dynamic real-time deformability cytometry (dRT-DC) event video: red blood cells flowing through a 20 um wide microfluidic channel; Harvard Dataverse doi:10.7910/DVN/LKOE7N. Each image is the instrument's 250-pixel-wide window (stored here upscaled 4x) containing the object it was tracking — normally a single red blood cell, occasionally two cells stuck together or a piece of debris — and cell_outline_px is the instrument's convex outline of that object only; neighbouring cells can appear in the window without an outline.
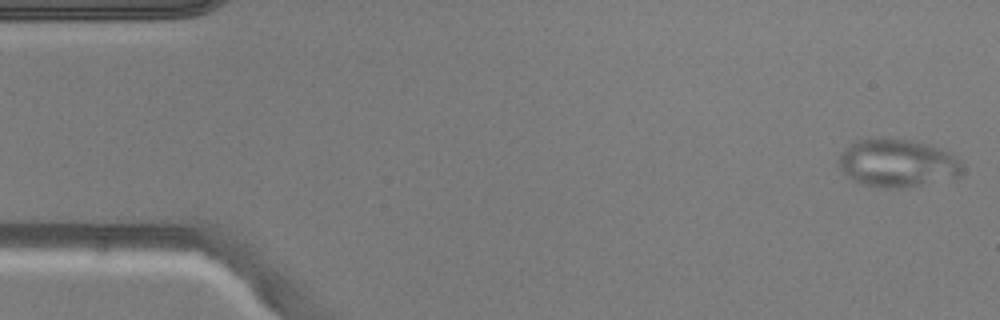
{"species": "common noctule bat (a hibernating species)", "species_latin": "Nyctalus noctula", "temperature_condition": "warm", "stored_images_in_passage": 49, "camera_frame_rate_fps": 3000, "um_per_image_px": 0.085, "animal": {"sex": "male", "body_mass_g": 20.5, "forearm_length_mm": 52.5}, "frame": {"image": 1, "passage_image": 1, "time_ms": 0.0, "image_size_px": [1000, 320], "cell_outline_px": [[960, 176], [896, 188], [884, 188], [864, 184], [848, 176], [840, 168], [840, 152], [844, 148], [856, 140], [912, 140], [948, 152], [960, 164]], "centroid_in_image_um": [76.21, 13.87], "position_along_channel_um": 8.8, "area_um2": 32.95}}
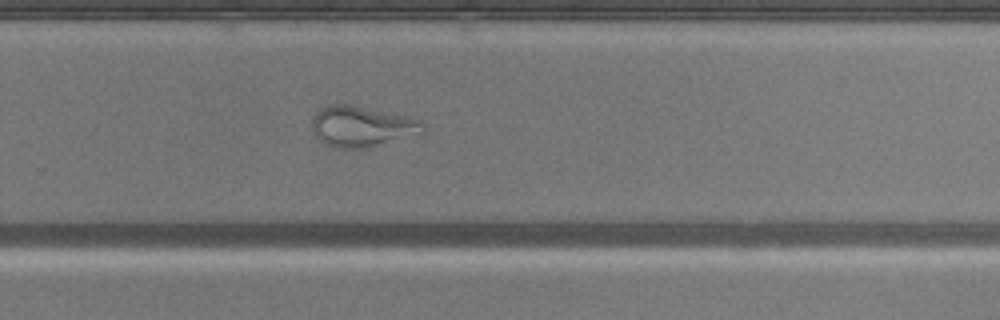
{"frame": {"image": 2, "passage_image": 32, "time_ms": 10.333, "image_size_px": [1000, 320], "cell_outline_px": [[424, 132], [368, 148], [336, 148], [320, 140], [316, 136], [312, 128], [312, 116], [320, 108], [328, 104], [352, 104], [408, 116], [420, 120], [424, 124]], "centroid_in_image_um": [30.74, 10.73], "position_along_channel_um": 299.1, "area_um2": 26.41}}
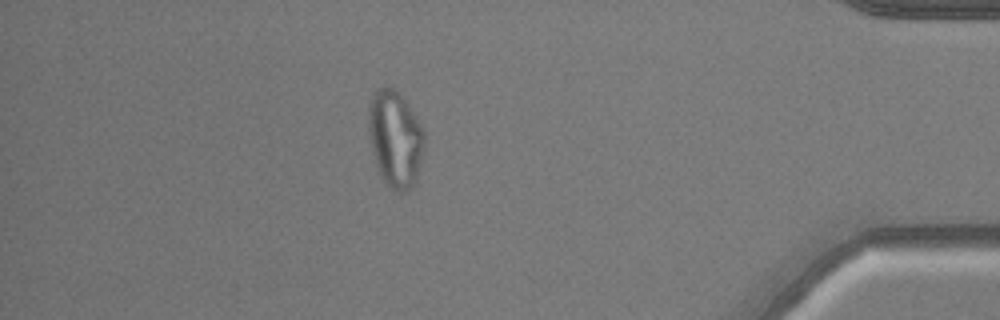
{"frame": {"image": 3, "passage_image": 43, "time_ms": 14.0, "image_size_px": [1000, 320], "cell_outline_px": [[424, 140], [420, 164], [416, 180], [408, 192], [400, 192], [388, 188], [380, 176], [372, 152], [368, 136], [368, 104], [376, 88], [396, 88], [400, 92], [424, 128]], "centroid_in_image_um": [33.57, 11.79], "position_along_channel_um": 401.6, "area_um2": 31.91}}